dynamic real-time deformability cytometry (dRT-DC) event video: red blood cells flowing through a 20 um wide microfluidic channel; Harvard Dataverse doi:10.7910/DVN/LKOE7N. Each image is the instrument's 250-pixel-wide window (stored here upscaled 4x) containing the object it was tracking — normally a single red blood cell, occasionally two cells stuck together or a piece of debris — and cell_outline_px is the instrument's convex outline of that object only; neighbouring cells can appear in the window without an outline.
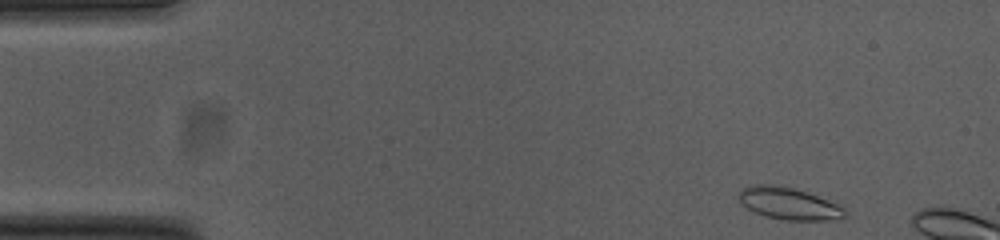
{"species": "common noctule bat (a hibernating species)", "species_latin": "Nyctalus noctula", "temperature_condition": "cold", "stored_images_in_passage": 6, "camera_frame_rate_fps": 3000, "um_per_image_px": 0.085, "animal": {"sex": "female", "body_mass_g": 23.0, "forearm_length_mm": 53.4}, "frame": {"image": 1, "passage_image": 1, "time_ms": 0.0, "image_size_px": [1000, 240], "cell_outline_px": [[848, 212], [844, 220], [784, 220], [764, 216], [748, 208], [740, 200], [740, 192], [744, 188], [752, 184], [776, 184], [796, 188], [836, 204], [844, 208]], "centroid_in_image_um": [67.1, 17.31], "position_along_channel_um": 17.9, "area_um2": 19.77}}